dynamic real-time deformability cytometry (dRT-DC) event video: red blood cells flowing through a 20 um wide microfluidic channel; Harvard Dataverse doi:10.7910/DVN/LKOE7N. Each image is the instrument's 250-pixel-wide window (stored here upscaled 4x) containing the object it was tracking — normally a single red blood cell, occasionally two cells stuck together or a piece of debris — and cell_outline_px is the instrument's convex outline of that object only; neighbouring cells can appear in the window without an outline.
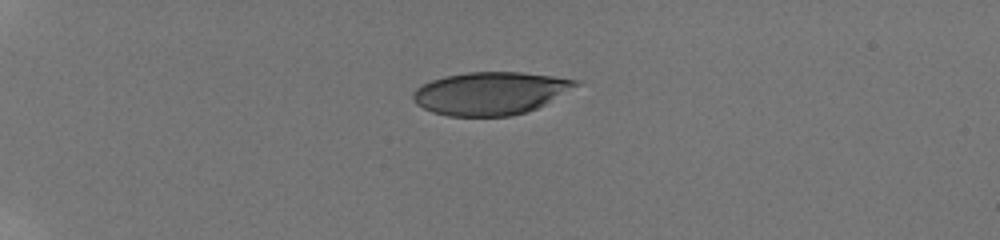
{"species": "human", "species_latin": "Homo sapiens", "temperature_condition": "room temperature", "stored_images_in_passage": 25, "camera_frame_rate_fps": 3000, "um_per_image_px": 0.085, "donor": {"sex": "male"}, "frame": {"image": 1, "passage_image": 1, "time_ms": 0.0, "image_size_px": [1000, 240], "cell_outline_px": [[580, 84], [544, 104], [536, 108], [512, 116], [448, 116], [432, 112], [416, 104], [412, 100], [412, 92], [416, 88], [432, 80], [444, 76], [468, 72], [520, 72], [552, 76], [580, 80]], "centroid_in_image_um": [41.65, 7.93], "position_along_channel_um": 43.4, "area_um2": 40.4}}
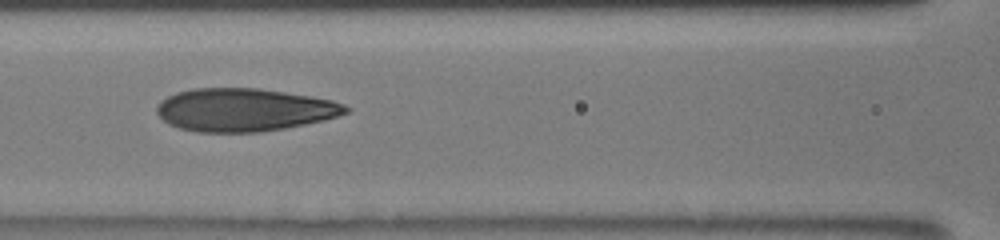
{"frame": {"image": 2, "passage_image": 12, "time_ms": 4.333, "image_size_px": [1000, 240], "cell_outline_px": [[352, 108], [348, 112], [324, 120], [284, 128], [260, 132], [196, 132], [180, 128], [168, 124], [156, 112], [156, 108], [160, 100], [176, 92], [192, 88], [256, 88], [312, 96], [332, 100], [344, 104]], "centroid_in_image_um": [20.74, 9.33], "position_along_channel_um": 145.9, "area_um2": 47.34}}
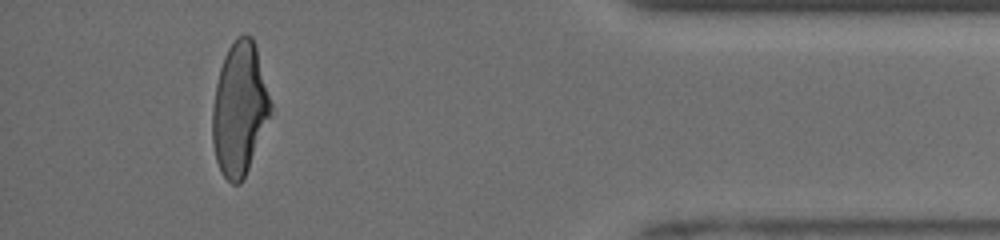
{"frame": {"image": 3, "passage_image": 24, "time_ms": 12.0, "image_size_px": [1000, 240], "cell_outline_px": [[272, 108], [248, 168], [240, 184], [232, 184], [220, 172], [216, 160], [212, 144], [212, 108], [216, 84], [220, 68], [224, 56], [228, 48], [236, 36], [252, 36], [256, 44], [272, 104]], "centroid_in_image_um": [20.34, 9.23], "position_along_channel_um": 414.9, "area_um2": 44.8}, "authors_computed_cell_mechanics": {"area_um2": 46.9914, "velocity_mm_per_s": 3.9684, "shape_relaxation_time_tau1_ms": 4.7083, "shape_relaxation_time_tau2_ms": 1.1016, "deformation_change_tau1": 0.2046, "deformation_change_tau2": 0.086}}